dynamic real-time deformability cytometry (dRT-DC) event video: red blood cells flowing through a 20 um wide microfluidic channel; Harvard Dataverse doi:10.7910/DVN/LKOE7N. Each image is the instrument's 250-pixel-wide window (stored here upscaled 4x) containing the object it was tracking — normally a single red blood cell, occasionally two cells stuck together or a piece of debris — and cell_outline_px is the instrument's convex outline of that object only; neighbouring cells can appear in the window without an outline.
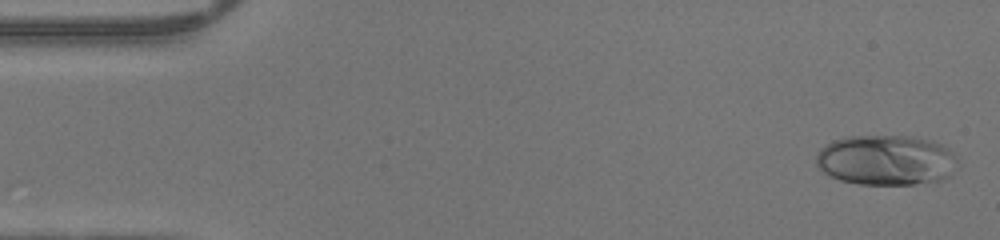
{"species": "human", "species_latin": "Homo sapiens", "temperature_condition": "warm", "stored_images_in_passage": 47, "camera_frame_rate_fps": 3000, "um_per_image_px": 0.085, "donor": {"sex": "male"}, "frame": {"image": 1, "passage_image": 2, "time_ms": 0.333, "image_size_px": [1000, 240], "cell_outline_px": [[956, 156], [952, 172], [948, 176], [940, 180], [916, 184], [860, 184], [840, 180], [824, 172], [816, 164], [816, 156], [820, 148], [824, 144], [832, 140], [848, 136], [916, 136], [932, 140], [944, 144]], "centroid_in_image_um": [75.3, 13.59], "position_along_channel_um": 9.7, "area_um2": 41.56}}
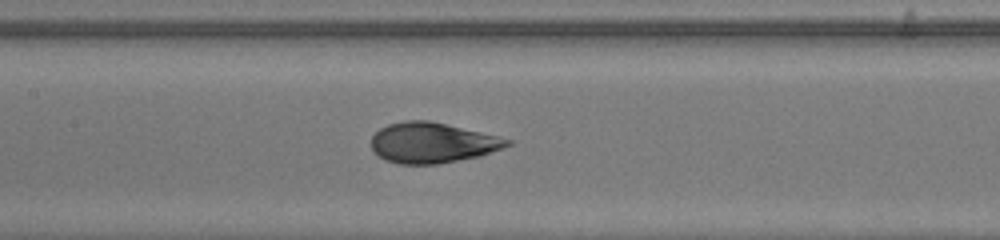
{"frame": {"image": 2, "passage_image": 22, "time_ms": 7.0, "image_size_px": [1000, 240], "cell_outline_px": [[512, 144], [480, 156], [436, 164], [400, 164], [384, 160], [372, 148], [372, 136], [380, 128], [388, 124], [404, 120], [428, 120], [500, 136], [512, 140]], "centroid_in_image_um": [36.75, 12.13], "position_along_channel_um": 170.6, "area_um2": 31.91}}
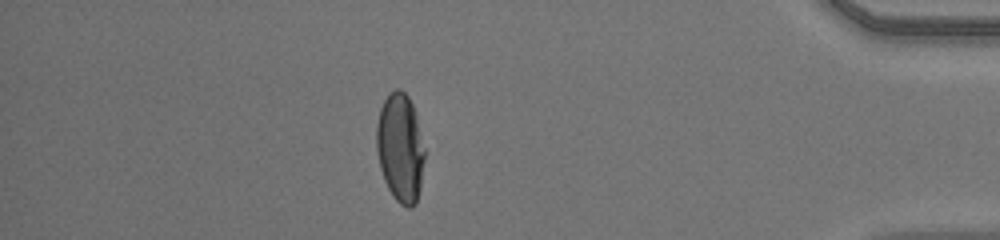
{"frame": {"image": 3, "passage_image": 41, "time_ms": 13.333, "image_size_px": [1000, 240], "cell_outline_px": [[424, 160], [420, 188], [416, 204], [412, 208], [408, 208], [400, 204], [392, 196], [384, 180], [380, 168], [376, 148], [376, 124], [380, 108], [384, 100], [396, 88], [400, 88], [408, 96], [412, 104], [416, 116], [424, 148]], "centroid_in_image_um": [34.01, 12.59], "position_along_channel_um": 401.2, "area_um2": 30.52}}